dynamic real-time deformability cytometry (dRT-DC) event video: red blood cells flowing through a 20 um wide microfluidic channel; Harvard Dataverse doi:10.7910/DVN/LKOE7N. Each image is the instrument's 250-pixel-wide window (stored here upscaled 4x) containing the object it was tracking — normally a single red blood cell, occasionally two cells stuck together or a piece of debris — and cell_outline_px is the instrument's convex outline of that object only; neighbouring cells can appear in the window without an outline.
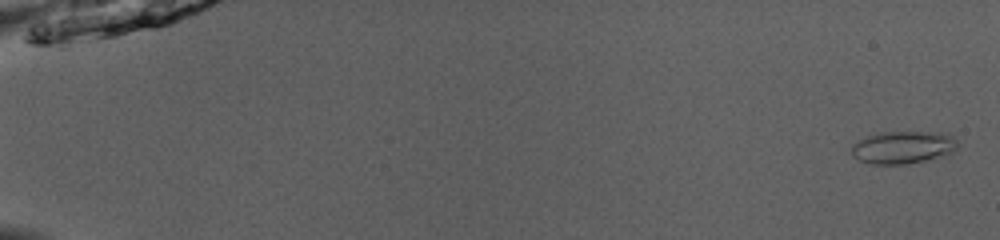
{"species": "common noctule bat (a hibernating species)", "species_latin": "Nyctalus noctula", "temperature_condition": "room temperature", "stored_images_in_passage": 52, "camera_frame_rate_fps": 3000, "um_per_image_px": 0.085, "animal": {"sex": "male", "body_mass_g": 13.0, "forearm_length_mm": 53.1}, "frame": {"image": 1, "passage_image": 2, "time_ms": 0.333, "image_size_px": [1000, 240], "cell_outline_px": [[956, 148], [948, 156], [904, 164], [872, 164], [860, 160], [852, 156], [852, 144], [868, 136], [880, 132], [948, 132], [956, 140]], "centroid_in_image_um": [76.79, 12.52], "position_along_channel_um": 8.2, "area_um2": 20.23}}
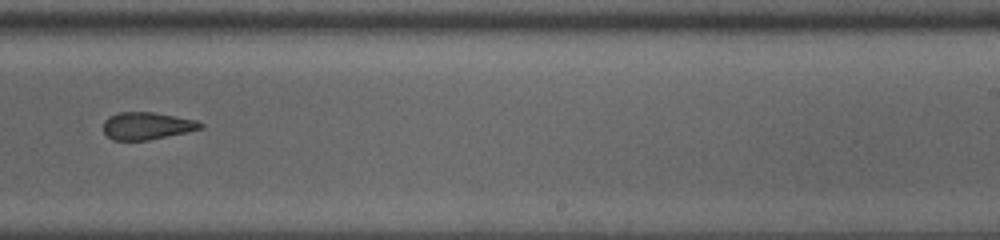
{"frame": {"image": 2, "passage_image": 35, "time_ms": 11.333, "image_size_px": [1000, 240], "cell_outline_px": [[204, 128], [188, 132], [148, 140], [112, 140], [104, 132], [104, 120], [120, 112], [152, 112], [196, 120], [204, 124]], "centroid_in_image_um": [12.52, 10.7], "position_along_channel_um": 276.5, "area_um2": 15.37}}
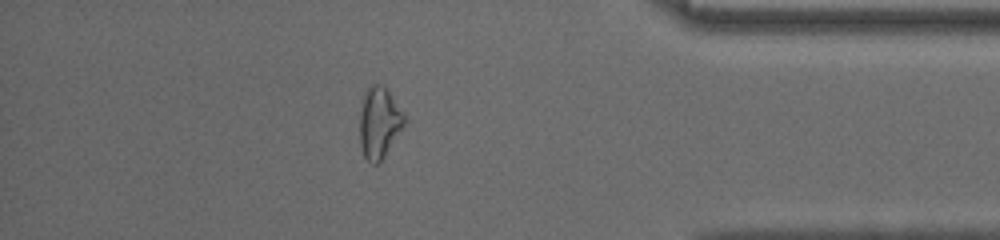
{"frame": {"image": 3, "passage_image": 46, "time_ms": 15.0, "image_size_px": [1000, 240], "cell_outline_px": [[404, 128], [384, 156], [376, 164], [372, 164], [364, 156], [360, 144], [360, 116], [364, 96], [368, 88], [372, 84], [376, 84], [384, 88], [388, 92], [404, 112]], "centroid_in_image_um": [32.24, 10.46], "position_along_channel_um": 403.0, "area_um2": 18.09}, "authors_computed_cell_mechanics": {"area_um2": 17.629, "velocity_mm_per_s": 4.0507, "shape_relaxation_time_tau1_ms": null, "shape_relaxation_time_tau2_ms": 2.194, "deformation_change_tau1": null, "deformation_change_tau2": 0.0926}}